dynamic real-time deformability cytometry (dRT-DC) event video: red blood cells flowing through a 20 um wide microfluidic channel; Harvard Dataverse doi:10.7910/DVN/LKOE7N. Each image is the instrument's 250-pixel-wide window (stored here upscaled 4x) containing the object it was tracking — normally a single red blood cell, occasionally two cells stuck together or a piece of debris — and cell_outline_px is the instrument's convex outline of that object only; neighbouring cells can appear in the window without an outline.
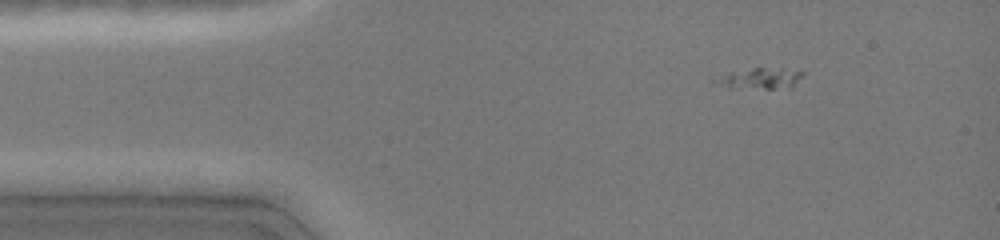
{"species": "common noctule bat (a hibernating species)", "species_latin": "Nyctalus noctula", "temperature_condition": "cold", "stored_images_in_passage": 26, "camera_frame_rate_fps": 3000, "um_per_image_px": 0.085, "animal": {"sex": "female", "body_mass_g": 19.0, "forearm_length_mm": 51.5}, "frame": {"image": 1, "passage_image": 8, "time_ms": 1.667, "image_size_px": [1000, 240], "cell_outline_px": [[804, 76], [792, 88], [728, 88], [716, 84], [708, 80], [708, 76], [752, 68], [780, 68], [804, 72]], "centroid_in_image_um": [64.47, 6.67], "position_along_channel_um": 20.5, "area_um2": 11.21}}
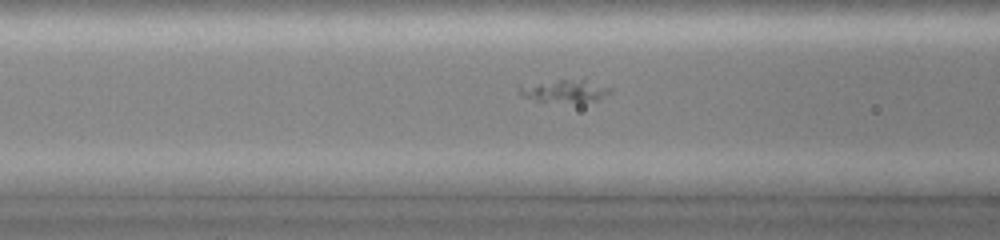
{"frame": {"image": 2, "passage_image": 22, "time_ms": 5.667, "image_size_px": [1000, 240], "cell_outline_px": [[612, 92], [596, 100], [536, 100], [524, 96], [516, 88], [520, 84], [560, 80], [584, 80], [612, 88]], "centroid_in_image_um": [47.95, 7.69], "position_along_channel_um": 118.6, "area_um2": 11.21}}